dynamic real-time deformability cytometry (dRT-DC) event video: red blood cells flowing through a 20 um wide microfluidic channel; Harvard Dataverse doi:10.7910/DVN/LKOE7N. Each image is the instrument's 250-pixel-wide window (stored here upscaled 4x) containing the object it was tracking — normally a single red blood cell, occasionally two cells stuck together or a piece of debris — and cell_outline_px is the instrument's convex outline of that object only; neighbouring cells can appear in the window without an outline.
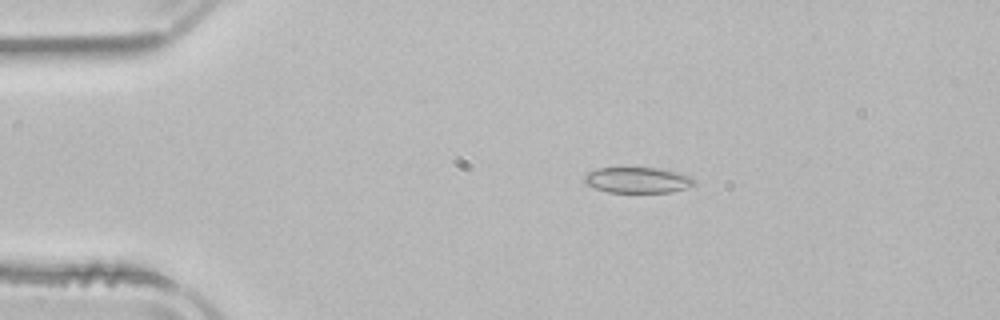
{"species": "common noctule bat (a hibernating species)", "species_latin": "Nyctalus noctula", "temperature_condition": "room temperature", "stored_images_in_passage": 52, "camera_frame_rate_fps": 3000, "um_per_image_px": 0.085, "animal": {"sex": "male", "body_mass_g": 21.5, "forearm_length_mm": 52.0}, "frame": {"image": 1, "passage_image": 10, "time_ms": 3.0, "image_size_px": [1000, 320], "cell_outline_px": [[696, 184], [672, 192], [608, 192], [584, 184], [584, 176], [600, 168], [656, 168], [692, 176], [696, 180]], "centroid_in_image_um": [54.22, 15.32], "position_along_channel_um": 30.8, "area_um2": 16.24}}
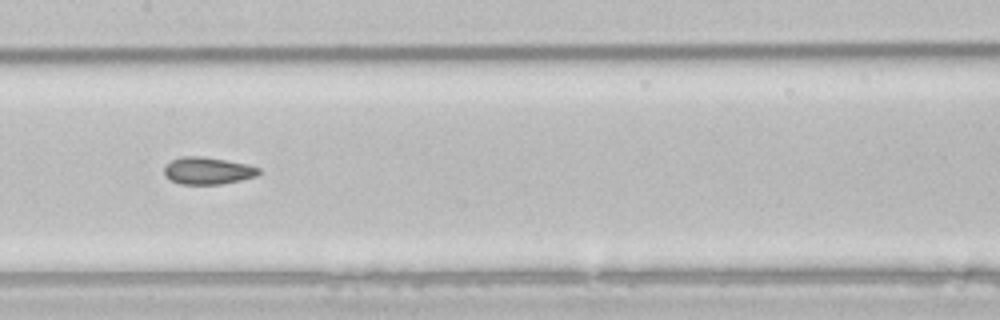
{"frame": {"image": 2, "passage_image": 26, "time_ms": 8.333, "image_size_px": [1000, 320], "cell_outline_px": [[260, 172], [256, 176], [240, 180], [220, 184], [180, 184], [164, 176], [164, 168], [172, 160], [180, 156], [200, 156], [248, 164], [260, 168]], "centroid_in_image_um": [17.65, 14.51], "position_along_channel_um": 189.8, "area_um2": 14.85}}
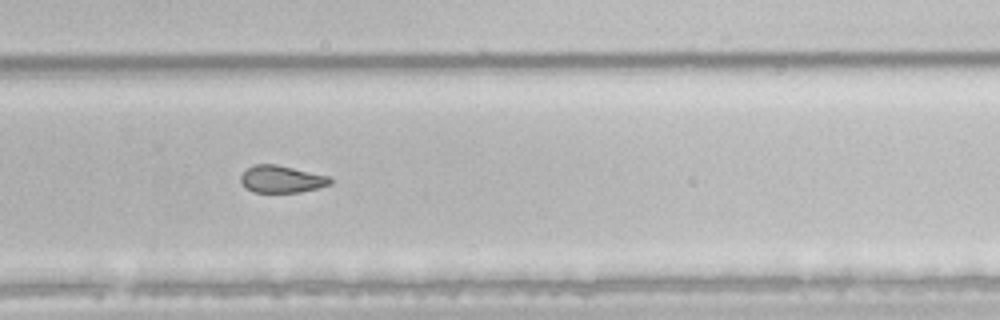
{"frame": {"image": 3, "passage_image": 35, "time_ms": 11.333, "image_size_px": [1000, 320], "cell_outline_px": [[332, 184], [300, 192], [252, 192], [244, 188], [240, 180], [240, 176], [248, 168], [256, 164], [276, 164], [328, 176], [332, 180]], "centroid_in_image_um": [23.9, 15.23], "position_along_channel_um": 305.9, "area_um2": 14.1}, "authors_computed_cell_mechanics": {"area_um2": 16.1262, "velocity_mm_per_s": 3.8926, "shape_relaxation_time_tau1_ms": null, "shape_relaxation_time_tau2_ms": 2.7548, "deformation_change_tau1": null, "deformation_change_tau2": 0.0628}}